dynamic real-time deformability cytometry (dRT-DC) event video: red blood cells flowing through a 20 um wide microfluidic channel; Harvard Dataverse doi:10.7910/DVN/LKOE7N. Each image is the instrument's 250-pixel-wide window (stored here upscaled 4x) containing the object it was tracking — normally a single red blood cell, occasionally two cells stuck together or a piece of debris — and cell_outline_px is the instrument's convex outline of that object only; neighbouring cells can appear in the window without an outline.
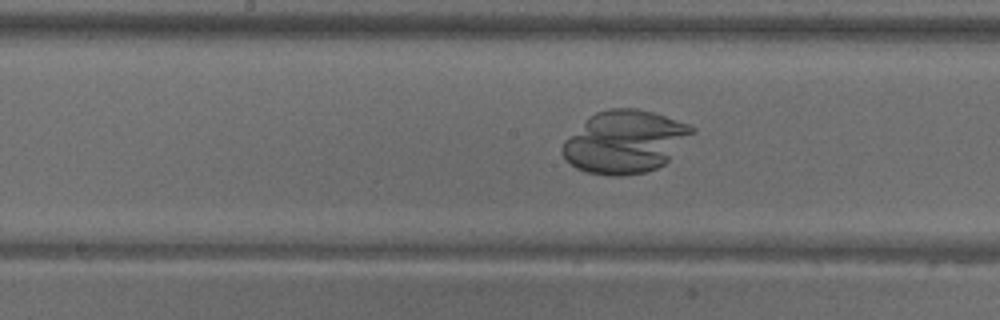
{"species": "common noctule bat (a hibernating species)", "species_latin": "Nyctalus noctula", "temperature_condition": "warm", "stored_images_in_passage": 55, "camera_frame_rate_fps": 3000, "um_per_image_px": 0.085, "animal": {"sex": "male", "body_mass_g": 18.8}, "frame": {"image": 1, "passage_image": 28, "time_ms": 9.0, "image_size_px": [1000, 320], "cell_outline_px": [[696, 132], [664, 164], [656, 168], [644, 172], [620, 176], [608, 176], [588, 172], [576, 168], [560, 152], [564, 140], [588, 116], [596, 112], [608, 108], [636, 108], [652, 112], [688, 124], [696, 128]], "centroid_in_image_um": [53.1, 12.04], "position_along_channel_um": 195.1, "area_um2": 47.28}}
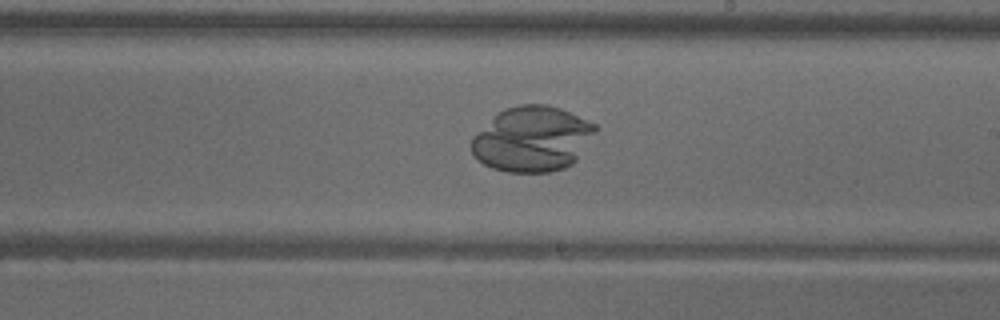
{"frame": {"image": 2, "passage_image": 32, "time_ms": 10.333, "image_size_px": [1000, 320], "cell_outline_px": [[600, 128], [576, 160], [572, 164], [564, 168], [548, 172], [508, 172], [492, 168], [484, 164], [472, 152], [472, 136], [496, 112], [504, 108], [520, 104], [548, 104], [560, 108], [588, 120], [596, 124]], "centroid_in_image_um": [45.25, 11.79], "position_along_channel_um": 243.7, "area_um2": 47.45}}
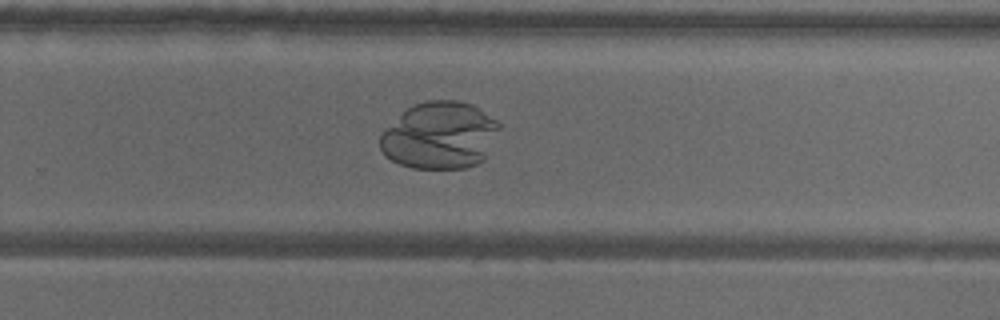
{"frame": {"image": 3, "passage_image": 36, "time_ms": 11.667, "image_size_px": [1000, 320], "cell_outline_px": [[500, 128], [484, 160], [476, 164], [464, 168], [412, 168], [400, 164], [384, 156], [380, 148], [380, 132], [408, 108], [416, 104], [428, 100], [460, 100], [472, 104], [496, 120], [500, 124]], "centroid_in_image_um": [37.37, 11.51], "position_along_channel_um": 292.4, "area_um2": 46.64}}